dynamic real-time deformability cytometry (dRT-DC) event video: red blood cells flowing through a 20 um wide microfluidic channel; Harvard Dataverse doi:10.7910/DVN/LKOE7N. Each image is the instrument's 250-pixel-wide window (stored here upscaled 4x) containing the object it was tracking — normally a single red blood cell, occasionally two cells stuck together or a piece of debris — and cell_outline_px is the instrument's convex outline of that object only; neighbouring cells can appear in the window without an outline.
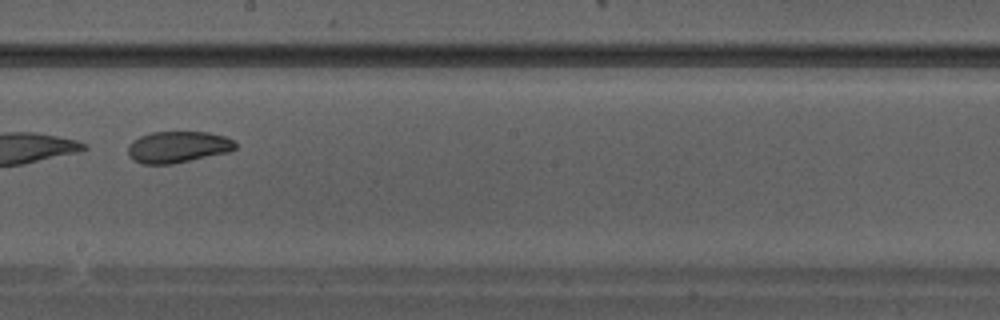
{"species": "Egyptian fruit bat (a non-hibernating species)", "species_latin": "Rousettus aegyptiacus", "temperature_condition": "warm", "stored_images_in_passage": 36, "camera_frame_rate_fps": 3000, "um_per_image_px": 0.085, "animal": {"sex": "male"}, "frame": {"image": 1, "passage_image": 21, "time_ms": 6.667, "image_size_px": [1000, 320], "cell_outline_px": [[236, 148], [228, 152], [172, 164], [144, 164], [128, 156], [128, 148], [132, 140], [140, 136], [152, 132], [208, 132], [224, 136], [232, 140], [236, 144]], "centroid_in_image_um": [15.11, 12.49], "position_along_channel_um": 233.1, "area_um2": 19.54}}